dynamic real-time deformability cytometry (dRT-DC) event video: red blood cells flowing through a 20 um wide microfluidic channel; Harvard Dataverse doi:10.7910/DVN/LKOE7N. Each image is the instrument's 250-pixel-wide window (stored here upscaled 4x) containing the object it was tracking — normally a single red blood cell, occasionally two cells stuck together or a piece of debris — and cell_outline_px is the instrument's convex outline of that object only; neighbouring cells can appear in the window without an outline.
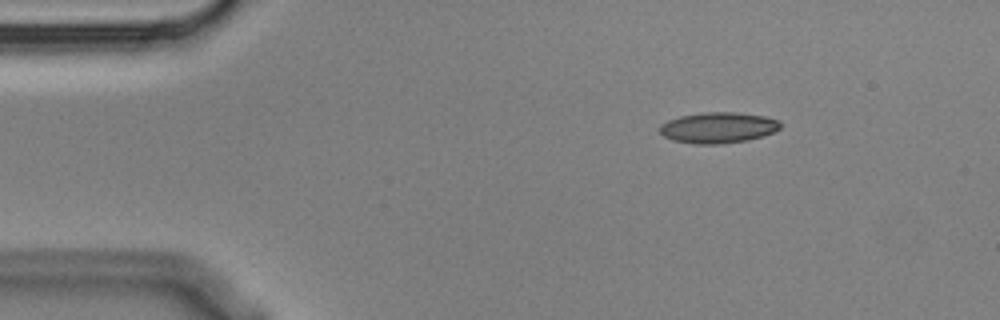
{"species": "Egyptian fruit bat (a non-hibernating species)", "species_latin": "Rousettus aegyptiacus", "temperature_condition": "cold", "stored_images_in_passage": 2, "camera_frame_rate_fps": 3000, "um_per_image_px": 0.085, "animal": {"sex": "male"}, "frame": {"image": 1, "passage_image": 1, "time_ms": 0.0, "image_size_px": [1000, 320], "cell_outline_px": [[780, 128], [776, 132], [764, 136], [748, 140], [720, 144], [696, 144], [672, 140], [664, 136], [660, 132], [660, 124], [668, 120], [680, 116], [704, 112], [736, 112], [764, 116], [780, 120]], "centroid_in_image_um": [61.07, 10.85], "position_along_channel_um": 23.9, "area_um2": 21.85}}